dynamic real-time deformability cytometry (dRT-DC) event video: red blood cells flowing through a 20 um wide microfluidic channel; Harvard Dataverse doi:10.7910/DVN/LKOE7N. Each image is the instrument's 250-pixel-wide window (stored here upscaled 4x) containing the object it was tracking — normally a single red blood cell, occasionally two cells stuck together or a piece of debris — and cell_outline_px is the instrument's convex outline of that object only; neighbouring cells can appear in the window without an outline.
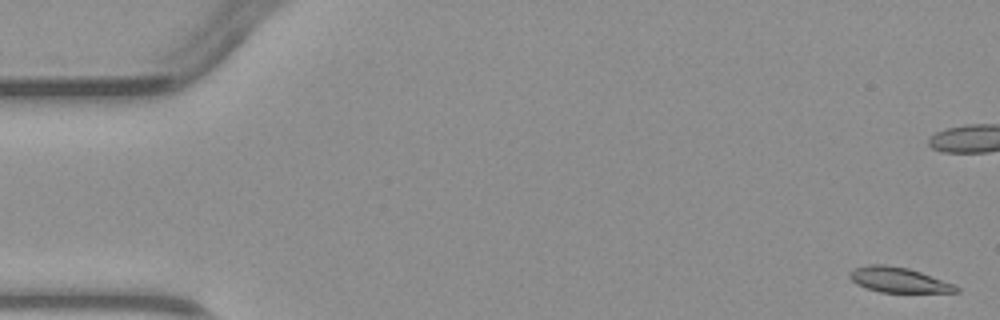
{"species": "common noctule bat (a hibernating species)", "species_latin": "Nyctalus noctula", "temperature_condition": "warm", "stored_images_in_passage": 6, "camera_frame_rate_fps": 3000, "um_per_image_px": 0.085, "animal": {"sex": "male", "body_mass_g": 23.1, "forearm_length_mm": 52.7}, "frame": {"image": 1, "passage_image": 1, "time_ms": 0.0, "image_size_px": [1000, 320], "cell_outline_px": [[960, 292], [880, 292], [856, 284], [848, 276], [848, 272], [856, 268], [868, 264], [884, 264], [908, 268], [956, 284], [960, 288]], "centroid_in_image_um": [76.39, 23.79], "position_along_channel_um": 8.6, "area_um2": 15.61}}
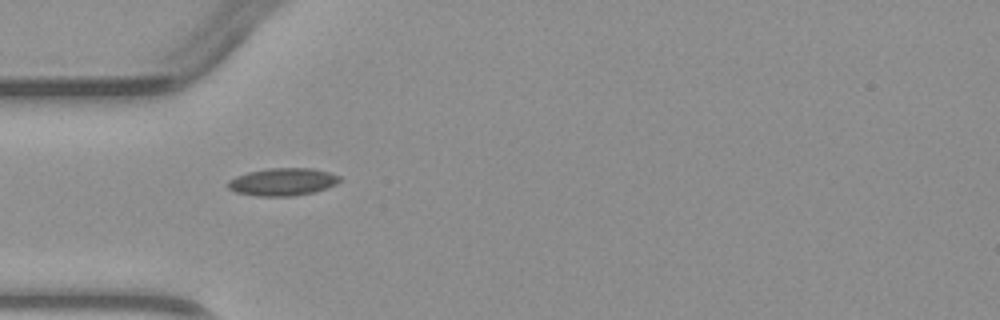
{"frame": {"image": 2, "passage_image": 5, "time_ms": 5.333, "image_size_px": [1000, 320], "cell_outline_px": [[340, 180], [336, 184], [328, 188], [316, 192], [292, 196], [256, 196], [236, 192], [228, 188], [224, 184], [228, 180], [236, 176], [248, 172], [268, 168], [312, 168], [328, 172], [340, 176]], "centroid_in_image_um": [24.0, 15.46], "position_along_channel_um": 61.0, "area_um2": 18.15}}
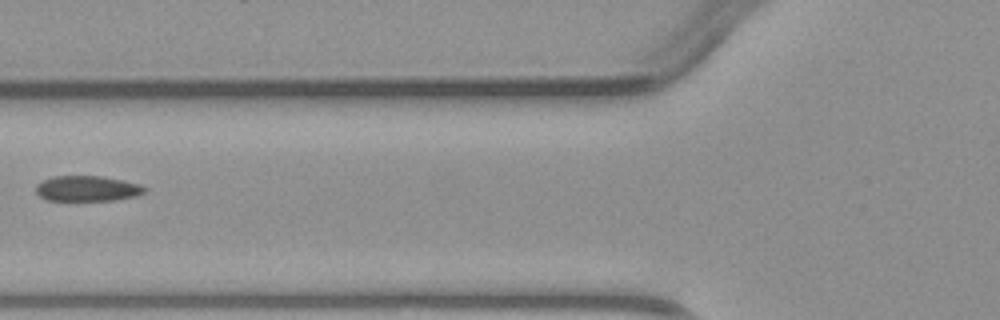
{"frame": {"image": 3, "passage_image": 6, "time_ms": 6.667, "image_size_px": [1000, 320], "cell_outline_px": [[148, 188], [144, 192], [136, 196], [116, 200], [44, 200], [36, 192], [36, 184], [52, 176], [100, 176], [124, 180], [140, 184]], "centroid_in_image_um": [7.43, 16.02], "position_along_channel_um": 118.4, "area_um2": 16.18}}